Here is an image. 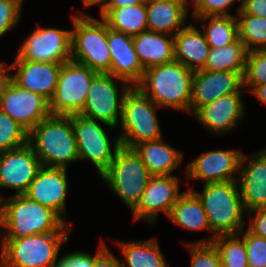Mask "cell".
<instances>
[{"label": "cell", "instance_id": "1", "mask_svg": "<svg viewBox=\"0 0 266 267\" xmlns=\"http://www.w3.org/2000/svg\"><path fill=\"white\" fill-rule=\"evenodd\" d=\"M68 224L52 209L13 194L0 200V238H21L49 232H71ZM70 227V228H69Z\"/></svg>", "mask_w": 266, "mask_h": 267}, {"label": "cell", "instance_id": "2", "mask_svg": "<svg viewBox=\"0 0 266 267\" xmlns=\"http://www.w3.org/2000/svg\"><path fill=\"white\" fill-rule=\"evenodd\" d=\"M190 189L200 200L213 235L197 242L213 243L215 236L238 234L244 227L245 209L237 180L205 183L201 192Z\"/></svg>", "mask_w": 266, "mask_h": 267}, {"label": "cell", "instance_id": "3", "mask_svg": "<svg viewBox=\"0 0 266 267\" xmlns=\"http://www.w3.org/2000/svg\"><path fill=\"white\" fill-rule=\"evenodd\" d=\"M193 74L194 71L174 60L145 70L135 87L160 108L190 114Z\"/></svg>", "mask_w": 266, "mask_h": 267}, {"label": "cell", "instance_id": "4", "mask_svg": "<svg viewBox=\"0 0 266 267\" xmlns=\"http://www.w3.org/2000/svg\"><path fill=\"white\" fill-rule=\"evenodd\" d=\"M29 143L42 166L67 169L79 161L71 115L45 117L29 132Z\"/></svg>", "mask_w": 266, "mask_h": 267}, {"label": "cell", "instance_id": "5", "mask_svg": "<svg viewBox=\"0 0 266 267\" xmlns=\"http://www.w3.org/2000/svg\"><path fill=\"white\" fill-rule=\"evenodd\" d=\"M70 232L0 238V267H52Z\"/></svg>", "mask_w": 266, "mask_h": 267}, {"label": "cell", "instance_id": "6", "mask_svg": "<svg viewBox=\"0 0 266 267\" xmlns=\"http://www.w3.org/2000/svg\"><path fill=\"white\" fill-rule=\"evenodd\" d=\"M78 13L71 14V60L97 73H108L111 54L107 44V24L102 18L97 19L82 11Z\"/></svg>", "mask_w": 266, "mask_h": 267}, {"label": "cell", "instance_id": "7", "mask_svg": "<svg viewBox=\"0 0 266 267\" xmlns=\"http://www.w3.org/2000/svg\"><path fill=\"white\" fill-rule=\"evenodd\" d=\"M100 177L131 211L138 204L152 175L133 148L120 146Z\"/></svg>", "mask_w": 266, "mask_h": 267}, {"label": "cell", "instance_id": "8", "mask_svg": "<svg viewBox=\"0 0 266 267\" xmlns=\"http://www.w3.org/2000/svg\"><path fill=\"white\" fill-rule=\"evenodd\" d=\"M157 107L137 87L128 90L122 101L120 126L123 133L118 136L121 146L133 148L141 142L162 138Z\"/></svg>", "mask_w": 266, "mask_h": 267}, {"label": "cell", "instance_id": "9", "mask_svg": "<svg viewBox=\"0 0 266 267\" xmlns=\"http://www.w3.org/2000/svg\"><path fill=\"white\" fill-rule=\"evenodd\" d=\"M98 73L88 66L69 60L61 65L56 91L49 102L53 115L80 114L92 79Z\"/></svg>", "mask_w": 266, "mask_h": 267}, {"label": "cell", "instance_id": "10", "mask_svg": "<svg viewBox=\"0 0 266 267\" xmlns=\"http://www.w3.org/2000/svg\"><path fill=\"white\" fill-rule=\"evenodd\" d=\"M72 127L77 143L80 160H89L101 175L111 164L117 149L121 146L119 137L110 141L105 127L115 128L106 123L85 117L81 114L71 115ZM101 123V124H100ZM113 146V147H112Z\"/></svg>", "mask_w": 266, "mask_h": 267}, {"label": "cell", "instance_id": "11", "mask_svg": "<svg viewBox=\"0 0 266 267\" xmlns=\"http://www.w3.org/2000/svg\"><path fill=\"white\" fill-rule=\"evenodd\" d=\"M116 80L121 82L122 91H119ZM131 87L127 81L109 73H98L92 79L84 108L80 114L116 128L122 117L124 95Z\"/></svg>", "mask_w": 266, "mask_h": 267}, {"label": "cell", "instance_id": "12", "mask_svg": "<svg viewBox=\"0 0 266 267\" xmlns=\"http://www.w3.org/2000/svg\"><path fill=\"white\" fill-rule=\"evenodd\" d=\"M20 46L15 60L63 64L71 60V30L37 24Z\"/></svg>", "mask_w": 266, "mask_h": 267}, {"label": "cell", "instance_id": "13", "mask_svg": "<svg viewBox=\"0 0 266 267\" xmlns=\"http://www.w3.org/2000/svg\"><path fill=\"white\" fill-rule=\"evenodd\" d=\"M0 109L30 132L49 116V101L38 93L24 90L10 79L0 93Z\"/></svg>", "mask_w": 266, "mask_h": 267}, {"label": "cell", "instance_id": "14", "mask_svg": "<svg viewBox=\"0 0 266 267\" xmlns=\"http://www.w3.org/2000/svg\"><path fill=\"white\" fill-rule=\"evenodd\" d=\"M41 167V161L29 142L21 147L2 152L0 188L12 189L16 191V195L25 194ZM3 197L0 193V200Z\"/></svg>", "mask_w": 266, "mask_h": 267}, {"label": "cell", "instance_id": "15", "mask_svg": "<svg viewBox=\"0 0 266 267\" xmlns=\"http://www.w3.org/2000/svg\"><path fill=\"white\" fill-rule=\"evenodd\" d=\"M179 182L174 175L152 176L138 204L131 210L134 220L142 219L153 225L159 212L168 216L172 206L184 193L179 189Z\"/></svg>", "mask_w": 266, "mask_h": 267}, {"label": "cell", "instance_id": "16", "mask_svg": "<svg viewBox=\"0 0 266 267\" xmlns=\"http://www.w3.org/2000/svg\"><path fill=\"white\" fill-rule=\"evenodd\" d=\"M242 154L238 149L203 152L187 165L185 178L204 180V184L237 180Z\"/></svg>", "mask_w": 266, "mask_h": 267}, {"label": "cell", "instance_id": "17", "mask_svg": "<svg viewBox=\"0 0 266 267\" xmlns=\"http://www.w3.org/2000/svg\"><path fill=\"white\" fill-rule=\"evenodd\" d=\"M243 74L233 71H194L190 114L218 98L236 92H243Z\"/></svg>", "mask_w": 266, "mask_h": 267}, {"label": "cell", "instance_id": "18", "mask_svg": "<svg viewBox=\"0 0 266 267\" xmlns=\"http://www.w3.org/2000/svg\"><path fill=\"white\" fill-rule=\"evenodd\" d=\"M67 192V169L42 166L24 195L54 210L67 222L65 220Z\"/></svg>", "mask_w": 266, "mask_h": 267}, {"label": "cell", "instance_id": "19", "mask_svg": "<svg viewBox=\"0 0 266 267\" xmlns=\"http://www.w3.org/2000/svg\"><path fill=\"white\" fill-rule=\"evenodd\" d=\"M243 207L246 211L266 207V149L249 157L242 154L237 178Z\"/></svg>", "mask_w": 266, "mask_h": 267}, {"label": "cell", "instance_id": "20", "mask_svg": "<svg viewBox=\"0 0 266 267\" xmlns=\"http://www.w3.org/2000/svg\"><path fill=\"white\" fill-rule=\"evenodd\" d=\"M243 92L224 95L200 107L193 116L210 133L224 135L233 130L245 115Z\"/></svg>", "mask_w": 266, "mask_h": 267}, {"label": "cell", "instance_id": "21", "mask_svg": "<svg viewBox=\"0 0 266 267\" xmlns=\"http://www.w3.org/2000/svg\"><path fill=\"white\" fill-rule=\"evenodd\" d=\"M61 65L15 60L10 64V80L20 88L38 93L50 102L56 91Z\"/></svg>", "mask_w": 266, "mask_h": 267}, {"label": "cell", "instance_id": "22", "mask_svg": "<svg viewBox=\"0 0 266 267\" xmlns=\"http://www.w3.org/2000/svg\"><path fill=\"white\" fill-rule=\"evenodd\" d=\"M107 44L111 54L108 73L136 86L142 80L144 68L135 51L132 36L107 26Z\"/></svg>", "mask_w": 266, "mask_h": 267}, {"label": "cell", "instance_id": "23", "mask_svg": "<svg viewBox=\"0 0 266 267\" xmlns=\"http://www.w3.org/2000/svg\"><path fill=\"white\" fill-rule=\"evenodd\" d=\"M132 40L144 71L175 60L174 36L145 30L132 36Z\"/></svg>", "mask_w": 266, "mask_h": 267}, {"label": "cell", "instance_id": "24", "mask_svg": "<svg viewBox=\"0 0 266 267\" xmlns=\"http://www.w3.org/2000/svg\"><path fill=\"white\" fill-rule=\"evenodd\" d=\"M188 24L174 35V58L192 71L204 68L210 46L196 25Z\"/></svg>", "mask_w": 266, "mask_h": 267}, {"label": "cell", "instance_id": "25", "mask_svg": "<svg viewBox=\"0 0 266 267\" xmlns=\"http://www.w3.org/2000/svg\"><path fill=\"white\" fill-rule=\"evenodd\" d=\"M152 176L173 175L183 161V152L164 141H144L133 147Z\"/></svg>", "mask_w": 266, "mask_h": 267}, {"label": "cell", "instance_id": "26", "mask_svg": "<svg viewBox=\"0 0 266 267\" xmlns=\"http://www.w3.org/2000/svg\"><path fill=\"white\" fill-rule=\"evenodd\" d=\"M146 9L148 30L171 36L185 27L189 16L180 0L146 3Z\"/></svg>", "mask_w": 266, "mask_h": 267}, {"label": "cell", "instance_id": "27", "mask_svg": "<svg viewBox=\"0 0 266 267\" xmlns=\"http://www.w3.org/2000/svg\"><path fill=\"white\" fill-rule=\"evenodd\" d=\"M116 244L124 257L120 258L121 267H169L156 237L131 242L116 241Z\"/></svg>", "mask_w": 266, "mask_h": 267}, {"label": "cell", "instance_id": "28", "mask_svg": "<svg viewBox=\"0 0 266 267\" xmlns=\"http://www.w3.org/2000/svg\"><path fill=\"white\" fill-rule=\"evenodd\" d=\"M168 218L184 229L206 230L213 233L200 200L190 189L185 190L172 206Z\"/></svg>", "mask_w": 266, "mask_h": 267}, {"label": "cell", "instance_id": "29", "mask_svg": "<svg viewBox=\"0 0 266 267\" xmlns=\"http://www.w3.org/2000/svg\"><path fill=\"white\" fill-rule=\"evenodd\" d=\"M100 17L113 30L134 36L148 30L146 3L104 10Z\"/></svg>", "mask_w": 266, "mask_h": 267}, {"label": "cell", "instance_id": "30", "mask_svg": "<svg viewBox=\"0 0 266 267\" xmlns=\"http://www.w3.org/2000/svg\"><path fill=\"white\" fill-rule=\"evenodd\" d=\"M248 50L237 38L234 42L221 48H210L204 70L233 71L244 74Z\"/></svg>", "mask_w": 266, "mask_h": 267}, {"label": "cell", "instance_id": "31", "mask_svg": "<svg viewBox=\"0 0 266 267\" xmlns=\"http://www.w3.org/2000/svg\"><path fill=\"white\" fill-rule=\"evenodd\" d=\"M193 18L195 19V22H203L202 32L204 33L206 42L210 48H221L222 46L234 42L238 38V22L236 15H217Z\"/></svg>", "mask_w": 266, "mask_h": 267}, {"label": "cell", "instance_id": "32", "mask_svg": "<svg viewBox=\"0 0 266 267\" xmlns=\"http://www.w3.org/2000/svg\"><path fill=\"white\" fill-rule=\"evenodd\" d=\"M238 38L248 51L266 49V18L248 14H235Z\"/></svg>", "mask_w": 266, "mask_h": 267}, {"label": "cell", "instance_id": "33", "mask_svg": "<svg viewBox=\"0 0 266 267\" xmlns=\"http://www.w3.org/2000/svg\"><path fill=\"white\" fill-rule=\"evenodd\" d=\"M222 267H248L247 250L239 234L217 235L213 241Z\"/></svg>", "mask_w": 266, "mask_h": 267}, {"label": "cell", "instance_id": "34", "mask_svg": "<svg viewBox=\"0 0 266 267\" xmlns=\"http://www.w3.org/2000/svg\"><path fill=\"white\" fill-rule=\"evenodd\" d=\"M29 142V132L0 109V151L6 152Z\"/></svg>", "mask_w": 266, "mask_h": 267}, {"label": "cell", "instance_id": "35", "mask_svg": "<svg viewBox=\"0 0 266 267\" xmlns=\"http://www.w3.org/2000/svg\"><path fill=\"white\" fill-rule=\"evenodd\" d=\"M266 84V49L248 51L243 87L252 91L256 86Z\"/></svg>", "mask_w": 266, "mask_h": 267}, {"label": "cell", "instance_id": "36", "mask_svg": "<svg viewBox=\"0 0 266 267\" xmlns=\"http://www.w3.org/2000/svg\"><path fill=\"white\" fill-rule=\"evenodd\" d=\"M190 267H222L218 249L213 243H187Z\"/></svg>", "mask_w": 266, "mask_h": 267}, {"label": "cell", "instance_id": "37", "mask_svg": "<svg viewBox=\"0 0 266 267\" xmlns=\"http://www.w3.org/2000/svg\"><path fill=\"white\" fill-rule=\"evenodd\" d=\"M238 234L246 246L248 267H266V239L244 228Z\"/></svg>", "mask_w": 266, "mask_h": 267}, {"label": "cell", "instance_id": "38", "mask_svg": "<svg viewBox=\"0 0 266 267\" xmlns=\"http://www.w3.org/2000/svg\"><path fill=\"white\" fill-rule=\"evenodd\" d=\"M23 3L24 0H0V38L20 22Z\"/></svg>", "mask_w": 266, "mask_h": 267}, {"label": "cell", "instance_id": "39", "mask_svg": "<svg viewBox=\"0 0 266 267\" xmlns=\"http://www.w3.org/2000/svg\"><path fill=\"white\" fill-rule=\"evenodd\" d=\"M104 242H100L95 255L82 251H72L57 260L52 267H93L95 259L107 248Z\"/></svg>", "mask_w": 266, "mask_h": 267}, {"label": "cell", "instance_id": "40", "mask_svg": "<svg viewBox=\"0 0 266 267\" xmlns=\"http://www.w3.org/2000/svg\"><path fill=\"white\" fill-rule=\"evenodd\" d=\"M235 1L236 0H204L203 6L192 17L217 15L232 16L229 11Z\"/></svg>", "mask_w": 266, "mask_h": 267}, {"label": "cell", "instance_id": "41", "mask_svg": "<svg viewBox=\"0 0 266 267\" xmlns=\"http://www.w3.org/2000/svg\"><path fill=\"white\" fill-rule=\"evenodd\" d=\"M247 213L253 217L248 224L247 230L258 237L266 239V207L256 208Z\"/></svg>", "mask_w": 266, "mask_h": 267}, {"label": "cell", "instance_id": "42", "mask_svg": "<svg viewBox=\"0 0 266 267\" xmlns=\"http://www.w3.org/2000/svg\"><path fill=\"white\" fill-rule=\"evenodd\" d=\"M236 14H248L266 18V0H241Z\"/></svg>", "mask_w": 266, "mask_h": 267}, {"label": "cell", "instance_id": "43", "mask_svg": "<svg viewBox=\"0 0 266 267\" xmlns=\"http://www.w3.org/2000/svg\"><path fill=\"white\" fill-rule=\"evenodd\" d=\"M93 267H121L120 259L107 247L96 259Z\"/></svg>", "mask_w": 266, "mask_h": 267}, {"label": "cell", "instance_id": "44", "mask_svg": "<svg viewBox=\"0 0 266 267\" xmlns=\"http://www.w3.org/2000/svg\"><path fill=\"white\" fill-rule=\"evenodd\" d=\"M144 3V0H107L104 10H113Z\"/></svg>", "mask_w": 266, "mask_h": 267}, {"label": "cell", "instance_id": "45", "mask_svg": "<svg viewBox=\"0 0 266 267\" xmlns=\"http://www.w3.org/2000/svg\"><path fill=\"white\" fill-rule=\"evenodd\" d=\"M9 79H10V64L0 62V93Z\"/></svg>", "mask_w": 266, "mask_h": 267}, {"label": "cell", "instance_id": "46", "mask_svg": "<svg viewBox=\"0 0 266 267\" xmlns=\"http://www.w3.org/2000/svg\"><path fill=\"white\" fill-rule=\"evenodd\" d=\"M183 6V9L185 12L188 14L189 11V5H193V11H192V16L203 6L204 0H180ZM190 1V2H189ZM188 6V7H187Z\"/></svg>", "mask_w": 266, "mask_h": 267}, {"label": "cell", "instance_id": "47", "mask_svg": "<svg viewBox=\"0 0 266 267\" xmlns=\"http://www.w3.org/2000/svg\"><path fill=\"white\" fill-rule=\"evenodd\" d=\"M251 93L266 105V84L256 86Z\"/></svg>", "mask_w": 266, "mask_h": 267}, {"label": "cell", "instance_id": "48", "mask_svg": "<svg viewBox=\"0 0 266 267\" xmlns=\"http://www.w3.org/2000/svg\"><path fill=\"white\" fill-rule=\"evenodd\" d=\"M107 0H82L83 8H89L94 5L100 6V14L104 11Z\"/></svg>", "mask_w": 266, "mask_h": 267}, {"label": "cell", "instance_id": "49", "mask_svg": "<svg viewBox=\"0 0 266 267\" xmlns=\"http://www.w3.org/2000/svg\"><path fill=\"white\" fill-rule=\"evenodd\" d=\"M158 1H174V0H144L145 3L158 2Z\"/></svg>", "mask_w": 266, "mask_h": 267}, {"label": "cell", "instance_id": "50", "mask_svg": "<svg viewBox=\"0 0 266 267\" xmlns=\"http://www.w3.org/2000/svg\"><path fill=\"white\" fill-rule=\"evenodd\" d=\"M1 158H2V152L0 151V163H1Z\"/></svg>", "mask_w": 266, "mask_h": 267}]
</instances>
